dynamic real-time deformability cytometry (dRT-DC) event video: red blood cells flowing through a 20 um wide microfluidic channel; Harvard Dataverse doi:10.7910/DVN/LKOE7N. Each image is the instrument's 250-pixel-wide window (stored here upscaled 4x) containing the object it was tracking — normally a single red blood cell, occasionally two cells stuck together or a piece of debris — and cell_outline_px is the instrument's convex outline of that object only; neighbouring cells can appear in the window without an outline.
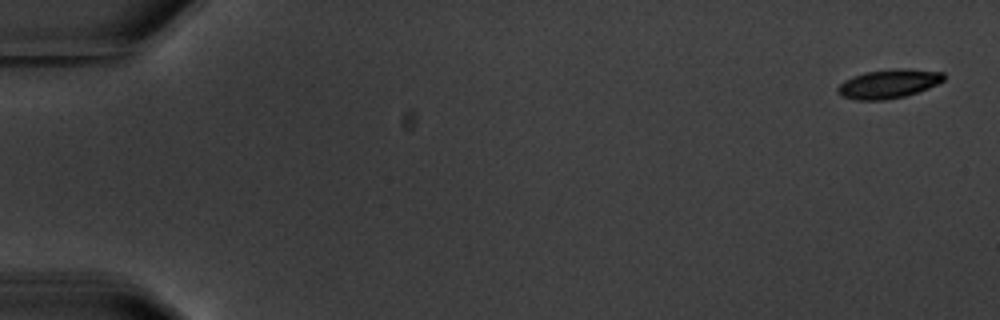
{"species": "common noctule bat (a hibernating species)", "species_latin": "Nyctalus noctula", "temperature_condition": "warm", "stored_images_in_passage": 6, "camera_frame_rate_fps": 3000, "um_per_image_px": 0.085, "animal": {"sex": "male", "body_mass_g": 20.1, "forearm_length_mm": 53.5}, "frame": {"image": 1, "passage_image": 1, "time_ms": 0.0, "image_size_px": [1000, 320], "cell_outline_px": [[944, 80], [928, 88], [904, 96], [884, 100], [856, 100], [840, 96], [836, 92], [836, 88], [844, 80], [852, 76], [864, 72], [896, 68], [908, 68], [944, 72]], "centroid_in_image_um": [75.49, 7.11], "position_along_channel_um": 9.5, "area_um2": 18.03}}
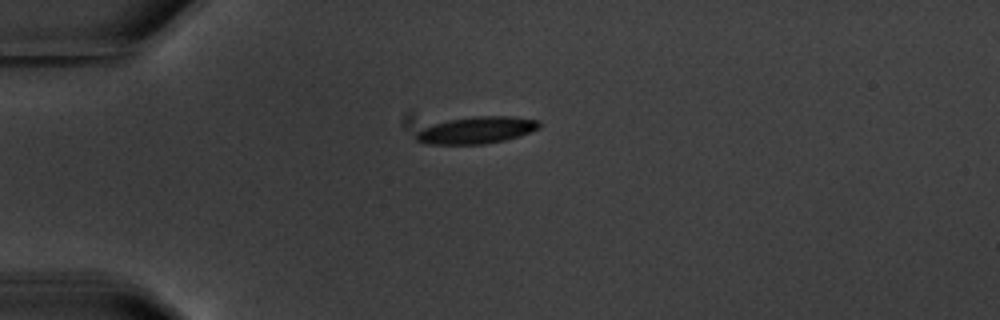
{"frame": {"image": 2, "passage_image": 5, "time_ms": 4.667, "image_size_px": [1000, 320], "cell_outline_px": [[540, 128], [520, 136], [504, 140], [484, 144], [424, 144], [416, 140], [416, 132], [424, 128], [448, 120], [476, 116], [512, 116], [540, 120]], "centroid_in_image_um": [40.54, 11.06], "position_along_channel_um": 44.5, "area_um2": 19.25}}